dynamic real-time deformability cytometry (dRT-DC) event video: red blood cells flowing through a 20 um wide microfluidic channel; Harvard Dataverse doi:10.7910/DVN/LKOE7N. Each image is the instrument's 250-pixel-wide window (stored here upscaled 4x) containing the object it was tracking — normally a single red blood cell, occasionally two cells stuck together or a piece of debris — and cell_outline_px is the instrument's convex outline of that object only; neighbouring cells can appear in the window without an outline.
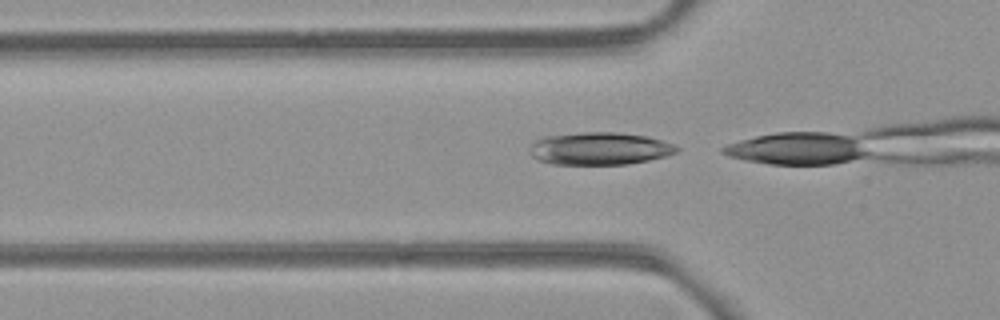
{"species": "common noctule bat (a hibernating species)", "species_latin": "Nyctalus noctula", "temperature_condition": "room temperature", "stored_images_in_passage": 6, "camera_frame_rate_fps": 3000, "um_per_image_px": 0.085, "animal": {"sex": "female", "body_mass_g": 21.9}, "frame": {"image": 1, "passage_image": 2, "time_ms": 2.0, "image_size_px": [1000, 320], "cell_outline_px": [[680, 148], [676, 152], [664, 156], [648, 160], [628, 164], [552, 164], [540, 160], [532, 156], [528, 148], [536, 140], [544, 136], [580, 132], [616, 132], [648, 136], [676, 144]], "centroid_in_image_um": [50.97, 12.61], "position_along_channel_um": 74.8, "area_um2": 27.98}}